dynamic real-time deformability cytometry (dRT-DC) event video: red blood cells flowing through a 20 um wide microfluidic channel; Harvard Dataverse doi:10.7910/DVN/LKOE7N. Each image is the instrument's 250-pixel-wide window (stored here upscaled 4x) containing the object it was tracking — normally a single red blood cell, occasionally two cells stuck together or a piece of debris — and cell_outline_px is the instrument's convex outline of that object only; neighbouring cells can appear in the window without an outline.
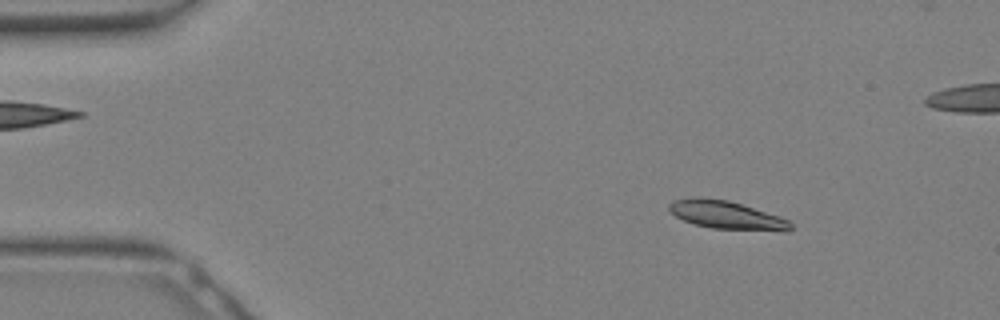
{"species": "Egyptian fruit bat (a non-hibernating species)", "species_latin": "Rousettus aegyptiacus", "temperature_condition": "warm", "stored_images_in_passage": 30, "camera_frame_rate_fps": 3000, "um_per_image_px": 0.085, "animal": {"sex": "female"}, "frame": {"image": 1, "passage_image": 2, "time_ms": 0.333, "image_size_px": [1000, 320], "cell_outline_px": [[792, 228], [788, 232], [784, 232], [712, 228], [696, 224], [684, 220], [676, 216], [668, 208], [668, 204], [672, 200], [696, 196], [728, 200], [780, 216], [788, 220], [792, 224]], "centroid_in_image_um": [61.79, 18.28], "position_along_channel_um": 23.2, "area_um2": 20.11}}
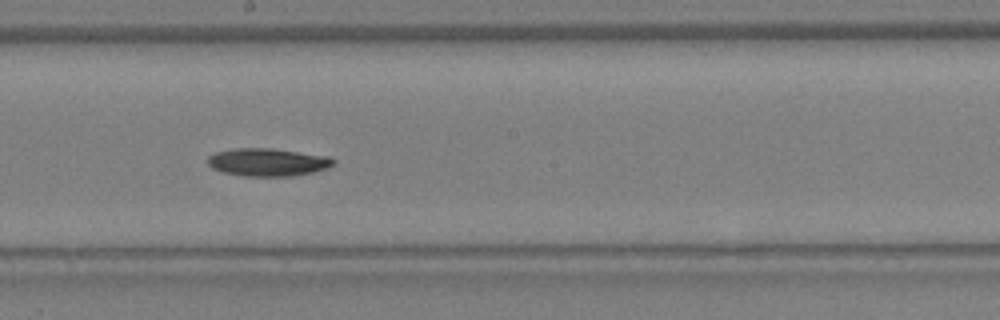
{"frame": {"image": 2, "passage_image": 15, "time_ms": 4.667, "image_size_px": [1000, 320], "cell_outline_px": [[336, 160], [328, 168], [312, 172], [292, 176], [244, 176], [224, 172], [212, 168], [208, 164], [208, 156], [216, 152], [236, 148], [272, 148], [328, 156]], "centroid_in_image_um": [22.75, 13.78], "position_along_channel_um": 225.4, "area_um2": 20.29}}
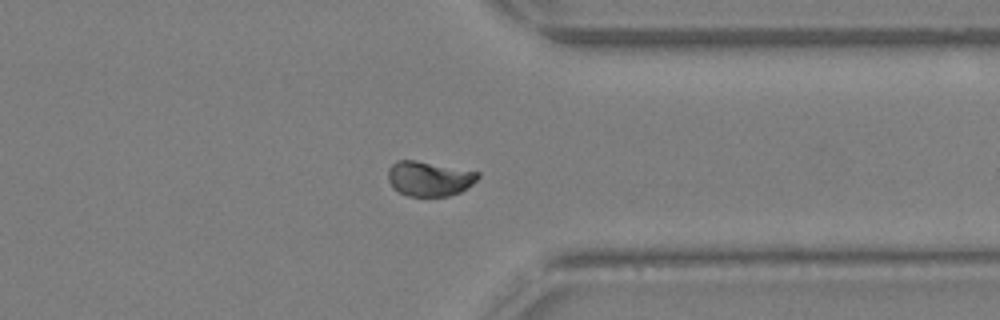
{"frame": {"image": 3, "passage_image": 22, "time_ms": 7.0, "image_size_px": [1000, 320], "cell_outline_px": [[480, 176], [468, 188], [460, 192], [448, 196], [408, 196], [392, 188], [388, 180], [388, 168], [396, 160], [416, 160], [480, 172]], "centroid_in_image_um": [36.47, 15.18], "position_along_channel_um": 374.9, "area_um2": 18.38}}